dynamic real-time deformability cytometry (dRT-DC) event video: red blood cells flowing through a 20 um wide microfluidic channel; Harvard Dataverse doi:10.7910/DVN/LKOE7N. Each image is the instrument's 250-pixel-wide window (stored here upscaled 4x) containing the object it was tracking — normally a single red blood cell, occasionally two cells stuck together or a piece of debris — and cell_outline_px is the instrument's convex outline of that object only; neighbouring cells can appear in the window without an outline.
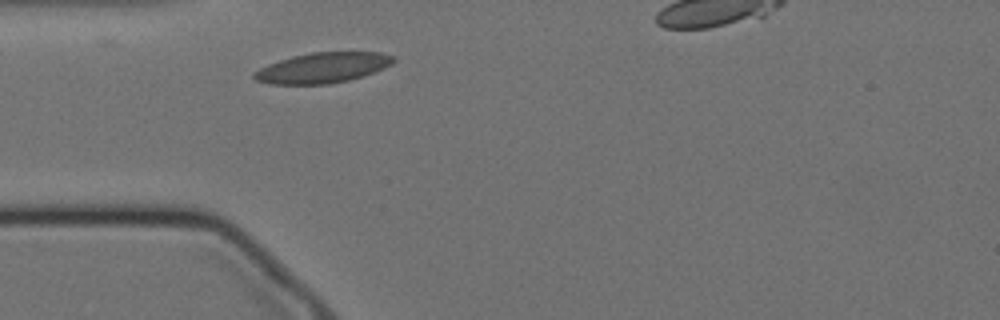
{"species": "Egyptian fruit bat (a non-hibernating species)", "species_latin": "Rousettus aegyptiacus", "temperature_condition": "cold", "stored_images_in_passage": 31, "camera_frame_rate_fps": 3000, "um_per_image_px": 0.085, "animal": {"sex": "female"}, "frame": {"image": 1, "passage_image": 1, "time_ms": 0.0, "image_size_px": [1000, 320], "cell_outline_px": [[396, 60], [392, 64], [384, 68], [348, 80], [328, 84], [272, 84], [256, 80], [252, 76], [252, 72], [268, 64], [292, 56], [312, 52], [380, 52], [396, 56]], "centroid_in_image_um": [27.43, 5.75], "position_along_channel_um": 57.6, "area_um2": 24.57}}
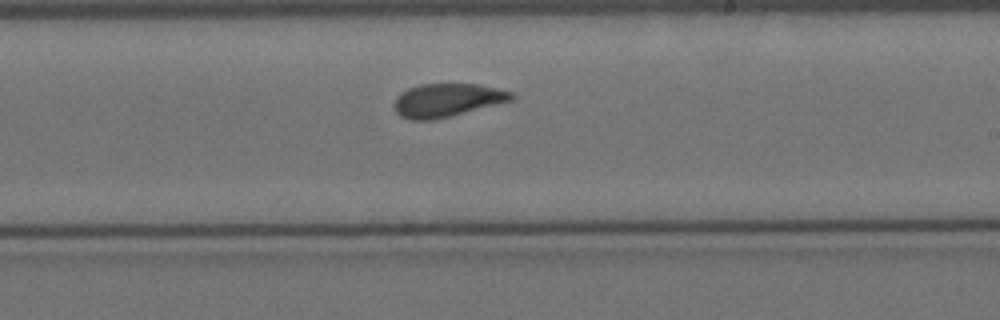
{"frame": {"image": 2, "passage_image": 18, "time_ms": 5.667, "image_size_px": [1000, 320], "cell_outline_px": [[516, 100], [432, 120], [408, 120], [400, 116], [396, 112], [392, 104], [396, 96], [400, 92], [408, 88], [420, 84], [480, 84], [512, 92], [516, 96]], "centroid_in_image_um": [37.99, 8.51], "position_along_channel_um": 251.0, "area_um2": 23.06}}
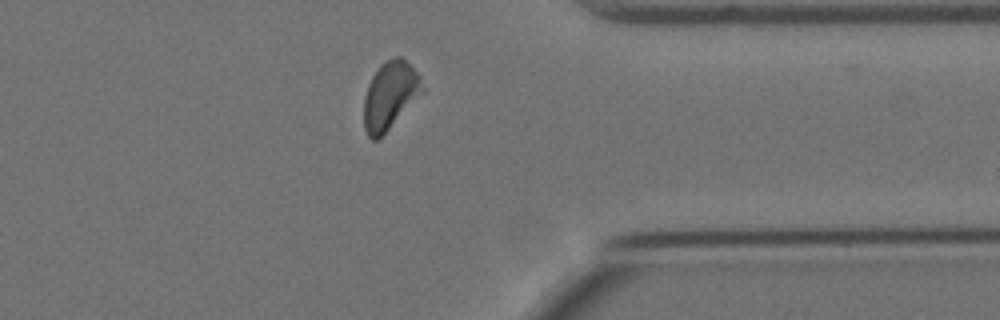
{"frame": {"image": 3, "passage_image": 30, "time_ms": 9.667, "image_size_px": [1000, 320], "cell_outline_px": [[424, 92], [380, 140], [372, 140], [368, 136], [364, 128], [364, 96], [368, 84], [372, 76], [380, 64], [396, 56], [400, 56], [420, 76], [424, 88]], "centroid_in_image_um": [33.15, 8.16], "position_along_channel_um": 378.3, "area_um2": 23.35}}